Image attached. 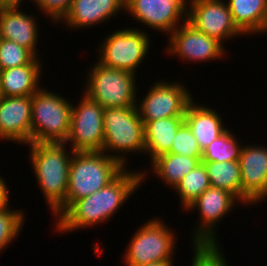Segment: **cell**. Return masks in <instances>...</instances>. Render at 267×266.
<instances>
[{"mask_svg": "<svg viewBox=\"0 0 267 266\" xmlns=\"http://www.w3.org/2000/svg\"><path fill=\"white\" fill-rule=\"evenodd\" d=\"M125 168L112 182L87 197L74 201L56 220V232L66 235L82 228L98 227L109 221L138 191L148 177L146 169L134 172ZM147 175V176H145Z\"/></svg>", "mask_w": 267, "mask_h": 266, "instance_id": "obj_1", "label": "cell"}, {"mask_svg": "<svg viewBox=\"0 0 267 266\" xmlns=\"http://www.w3.org/2000/svg\"><path fill=\"white\" fill-rule=\"evenodd\" d=\"M29 161L44 195L49 211L54 215L65 203L68 176L73 151L66 143H29ZM67 147V148H66Z\"/></svg>", "mask_w": 267, "mask_h": 266, "instance_id": "obj_2", "label": "cell"}, {"mask_svg": "<svg viewBox=\"0 0 267 266\" xmlns=\"http://www.w3.org/2000/svg\"><path fill=\"white\" fill-rule=\"evenodd\" d=\"M125 167L103 151L73 152L66 203L53 215L58 218L74 201L87 197L112 182Z\"/></svg>", "mask_w": 267, "mask_h": 266, "instance_id": "obj_3", "label": "cell"}, {"mask_svg": "<svg viewBox=\"0 0 267 266\" xmlns=\"http://www.w3.org/2000/svg\"><path fill=\"white\" fill-rule=\"evenodd\" d=\"M103 127L102 151L117 159L125 168L128 166V153L144 154V123L136 107L104 109Z\"/></svg>", "mask_w": 267, "mask_h": 266, "instance_id": "obj_4", "label": "cell"}, {"mask_svg": "<svg viewBox=\"0 0 267 266\" xmlns=\"http://www.w3.org/2000/svg\"><path fill=\"white\" fill-rule=\"evenodd\" d=\"M46 89L41 87L32 95L31 143H65L70 131L72 103L65 95Z\"/></svg>", "mask_w": 267, "mask_h": 266, "instance_id": "obj_5", "label": "cell"}, {"mask_svg": "<svg viewBox=\"0 0 267 266\" xmlns=\"http://www.w3.org/2000/svg\"><path fill=\"white\" fill-rule=\"evenodd\" d=\"M86 86L83 93L98 102L104 109L115 107H136L137 74L130 71L109 68L98 61L87 69ZM136 77V78H135Z\"/></svg>", "mask_w": 267, "mask_h": 266, "instance_id": "obj_6", "label": "cell"}, {"mask_svg": "<svg viewBox=\"0 0 267 266\" xmlns=\"http://www.w3.org/2000/svg\"><path fill=\"white\" fill-rule=\"evenodd\" d=\"M158 217L144 222L135 230L125 248L123 261L125 266H141L149 263L174 261L176 251L174 229Z\"/></svg>", "mask_w": 267, "mask_h": 266, "instance_id": "obj_7", "label": "cell"}, {"mask_svg": "<svg viewBox=\"0 0 267 266\" xmlns=\"http://www.w3.org/2000/svg\"><path fill=\"white\" fill-rule=\"evenodd\" d=\"M123 29V30H122ZM115 30L100 44L98 62L109 68L122 69L136 73L150 49L149 35L140 28Z\"/></svg>", "mask_w": 267, "mask_h": 266, "instance_id": "obj_8", "label": "cell"}, {"mask_svg": "<svg viewBox=\"0 0 267 266\" xmlns=\"http://www.w3.org/2000/svg\"><path fill=\"white\" fill-rule=\"evenodd\" d=\"M242 202L231 192L210 186L185 211H199V221L191 236L192 245H220L217 232L222 218L235 209V205ZM227 214V215H226ZM217 228V230H216ZM193 237V238H192Z\"/></svg>", "mask_w": 267, "mask_h": 266, "instance_id": "obj_9", "label": "cell"}, {"mask_svg": "<svg viewBox=\"0 0 267 266\" xmlns=\"http://www.w3.org/2000/svg\"><path fill=\"white\" fill-rule=\"evenodd\" d=\"M188 87L180 81L157 80L139 100L136 108L142 122L168 117H184L188 105L195 99Z\"/></svg>", "mask_w": 267, "mask_h": 266, "instance_id": "obj_10", "label": "cell"}, {"mask_svg": "<svg viewBox=\"0 0 267 266\" xmlns=\"http://www.w3.org/2000/svg\"><path fill=\"white\" fill-rule=\"evenodd\" d=\"M82 95L78 105L72 103L70 131L65 143L73 152L102 151L104 108L86 94Z\"/></svg>", "mask_w": 267, "mask_h": 266, "instance_id": "obj_11", "label": "cell"}, {"mask_svg": "<svg viewBox=\"0 0 267 266\" xmlns=\"http://www.w3.org/2000/svg\"><path fill=\"white\" fill-rule=\"evenodd\" d=\"M189 0H125L124 12L169 36L188 17Z\"/></svg>", "mask_w": 267, "mask_h": 266, "instance_id": "obj_12", "label": "cell"}, {"mask_svg": "<svg viewBox=\"0 0 267 266\" xmlns=\"http://www.w3.org/2000/svg\"><path fill=\"white\" fill-rule=\"evenodd\" d=\"M168 37V46L165 47L166 55L177 56L183 63L216 61L224 58L227 53L226 47L222 43L200 32L187 20Z\"/></svg>", "mask_w": 267, "mask_h": 266, "instance_id": "obj_13", "label": "cell"}, {"mask_svg": "<svg viewBox=\"0 0 267 266\" xmlns=\"http://www.w3.org/2000/svg\"><path fill=\"white\" fill-rule=\"evenodd\" d=\"M187 21L222 44L245 36L235 25L225 0H189Z\"/></svg>", "mask_w": 267, "mask_h": 266, "instance_id": "obj_14", "label": "cell"}, {"mask_svg": "<svg viewBox=\"0 0 267 266\" xmlns=\"http://www.w3.org/2000/svg\"><path fill=\"white\" fill-rule=\"evenodd\" d=\"M242 204L256 205L267 200V146L245 144L239 158Z\"/></svg>", "mask_w": 267, "mask_h": 266, "instance_id": "obj_15", "label": "cell"}, {"mask_svg": "<svg viewBox=\"0 0 267 266\" xmlns=\"http://www.w3.org/2000/svg\"><path fill=\"white\" fill-rule=\"evenodd\" d=\"M32 95L0 97V140L31 143Z\"/></svg>", "mask_w": 267, "mask_h": 266, "instance_id": "obj_16", "label": "cell"}, {"mask_svg": "<svg viewBox=\"0 0 267 266\" xmlns=\"http://www.w3.org/2000/svg\"><path fill=\"white\" fill-rule=\"evenodd\" d=\"M21 4L0 5V33L3 39L29 49L36 57L39 27L36 17L21 11ZM39 55V56H38Z\"/></svg>", "mask_w": 267, "mask_h": 266, "instance_id": "obj_17", "label": "cell"}, {"mask_svg": "<svg viewBox=\"0 0 267 266\" xmlns=\"http://www.w3.org/2000/svg\"><path fill=\"white\" fill-rule=\"evenodd\" d=\"M125 0H72L69 11L59 22L74 31L100 25L124 12ZM100 23V24H99Z\"/></svg>", "mask_w": 267, "mask_h": 266, "instance_id": "obj_18", "label": "cell"}, {"mask_svg": "<svg viewBox=\"0 0 267 266\" xmlns=\"http://www.w3.org/2000/svg\"><path fill=\"white\" fill-rule=\"evenodd\" d=\"M203 105L192 101L184 115V122L193 132L202 151L228 129L219 111Z\"/></svg>", "mask_w": 267, "mask_h": 266, "instance_id": "obj_19", "label": "cell"}, {"mask_svg": "<svg viewBox=\"0 0 267 266\" xmlns=\"http://www.w3.org/2000/svg\"><path fill=\"white\" fill-rule=\"evenodd\" d=\"M42 61L36 57L30 64L0 70V92L3 97L33 95L42 86Z\"/></svg>", "mask_w": 267, "mask_h": 266, "instance_id": "obj_20", "label": "cell"}, {"mask_svg": "<svg viewBox=\"0 0 267 266\" xmlns=\"http://www.w3.org/2000/svg\"><path fill=\"white\" fill-rule=\"evenodd\" d=\"M237 28L247 37L267 34V0H226Z\"/></svg>", "mask_w": 267, "mask_h": 266, "instance_id": "obj_21", "label": "cell"}, {"mask_svg": "<svg viewBox=\"0 0 267 266\" xmlns=\"http://www.w3.org/2000/svg\"><path fill=\"white\" fill-rule=\"evenodd\" d=\"M184 123V117H168L144 124L145 154L150 162L171 150L178 128Z\"/></svg>", "mask_w": 267, "mask_h": 266, "instance_id": "obj_22", "label": "cell"}, {"mask_svg": "<svg viewBox=\"0 0 267 266\" xmlns=\"http://www.w3.org/2000/svg\"><path fill=\"white\" fill-rule=\"evenodd\" d=\"M202 161V158L165 153L152 160L151 171L171 189Z\"/></svg>", "mask_w": 267, "mask_h": 266, "instance_id": "obj_23", "label": "cell"}, {"mask_svg": "<svg viewBox=\"0 0 267 266\" xmlns=\"http://www.w3.org/2000/svg\"><path fill=\"white\" fill-rule=\"evenodd\" d=\"M210 185L227 190L242 202V182L239 161L203 162Z\"/></svg>", "mask_w": 267, "mask_h": 266, "instance_id": "obj_24", "label": "cell"}, {"mask_svg": "<svg viewBox=\"0 0 267 266\" xmlns=\"http://www.w3.org/2000/svg\"><path fill=\"white\" fill-rule=\"evenodd\" d=\"M210 186L206 167L201 161L173 189L179 197L181 210L184 211Z\"/></svg>", "mask_w": 267, "mask_h": 266, "instance_id": "obj_25", "label": "cell"}, {"mask_svg": "<svg viewBox=\"0 0 267 266\" xmlns=\"http://www.w3.org/2000/svg\"><path fill=\"white\" fill-rule=\"evenodd\" d=\"M229 128L202 151V162L239 161L242 143Z\"/></svg>", "mask_w": 267, "mask_h": 266, "instance_id": "obj_26", "label": "cell"}, {"mask_svg": "<svg viewBox=\"0 0 267 266\" xmlns=\"http://www.w3.org/2000/svg\"><path fill=\"white\" fill-rule=\"evenodd\" d=\"M25 212L21 209L13 210L9 206L0 209V253L3 252L12 241H17L25 220Z\"/></svg>", "mask_w": 267, "mask_h": 266, "instance_id": "obj_27", "label": "cell"}, {"mask_svg": "<svg viewBox=\"0 0 267 266\" xmlns=\"http://www.w3.org/2000/svg\"><path fill=\"white\" fill-rule=\"evenodd\" d=\"M36 56L14 41L3 39L0 43V70L30 64Z\"/></svg>", "mask_w": 267, "mask_h": 266, "instance_id": "obj_28", "label": "cell"}, {"mask_svg": "<svg viewBox=\"0 0 267 266\" xmlns=\"http://www.w3.org/2000/svg\"><path fill=\"white\" fill-rule=\"evenodd\" d=\"M168 153L202 158V150L199 148L193 132L185 122L178 128L171 150Z\"/></svg>", "mask_w": 267, "mask_h": 266, "instance_id": "obj_29", "label": "cell"}, {"mask_svg": "<svg viewBox=\"0 0 267 266\" xmlns=\"http://www.w3.org/2000/svg\"><path fill=\"white\" fill-rule=\"evenodd\" d=\"M39 11L44 13L52 24L58 23L64 18L69 11L72 0H30Z\"/></svg>", "mask_w": 267, "mask_h": 266, "instance_id": "obj_30", "label": "cell"}, {"mask_svg": "<svg viewBox=\"0 0 267 266\" xmlns=\"http://www.w3.org/2000/svg\"><path fill=\"white\" fill-rule=\"evenodd\" d=\"M9 193L10 190L9 187L6 185L5 179L0 176V209L10 206Z\"/></svg>", "mask_w": 267, "mask_h": 266, "instance_id": "obj_31", "label": "cell"}, {"mask_svg": "<svg viewBox=\"0 0 267 266\" xmlns=\"http://www.w3.org/2000/svg\"><path fill=\"white\" fill-rule=\"evenodd\" d=\"M173 263H174L173 261H166V262L149 263L141 266H174Z\"/></svg>", "mask_w": 267, "mask_h": 266, "instance_id": "obj_32", "label": "cell"}, {"mask_svg": "<svg viewBox=\"0 0 267 266\" xmlns=\"http://www.w3.org/2000/svg\"><path fill=\"white\" fill-rule=\"evenodd\" d=\"M24 0H0V5L22 4Z\"/></svg>", "mask_w": 267, "mask_h": 266, "instance_id": "obj_33", "label": "cell"}]
</instances>
